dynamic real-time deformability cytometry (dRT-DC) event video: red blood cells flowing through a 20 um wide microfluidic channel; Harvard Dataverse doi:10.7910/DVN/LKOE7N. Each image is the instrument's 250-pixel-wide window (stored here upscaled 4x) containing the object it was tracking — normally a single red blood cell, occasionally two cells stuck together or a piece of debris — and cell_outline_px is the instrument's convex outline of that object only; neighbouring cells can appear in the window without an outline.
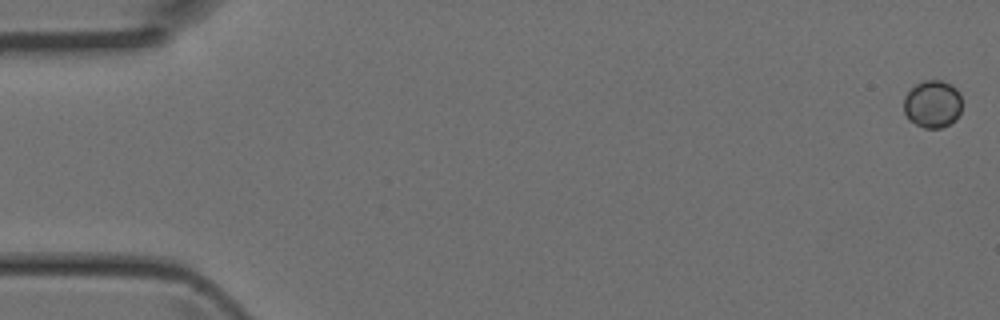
{"species": "Egyptian fruit bat (a non-hibernating species)", "species_latin": "Rousettus aegyptiacus", "temperature_condition": "room temperature", "stored_images_in_passage": 5, "camera_frame_rate_fps": 3000, "um_per_image_px": 0.085, "animal": {"sex": "female"}, "frame": {"image": 1, "passage_image": 1, "time_ms": 0.0, "image_size_px": [1000, 320], "cell_outline_px": [[960, 112], [956, 120], [940, 128], [924, 128], [908, 120], [904, 112], [904, 96], [916, 84], [924, 80], [940, 80], [956, 88], [960, 92]], "centroid_in_image_um": [79.25, 8.85], "position_along_channel_um": 5.8, "area_um2": 16.07}}
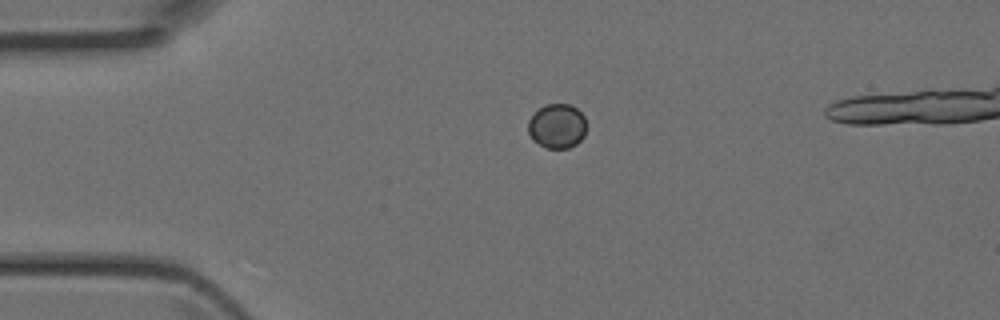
{"frame": {"image": 2, "passage_image": 3, "time_ms": 0.667, "image_size_px": [1000, 320], "cell_outline_px": [[584, 136], [576, 144], [568, 148], [544, 148], [532, 140], [528, 132], [528, 120], [544, 104], [568, 104], [576, 108], [584, 116]], "centroid_in_image_um": [47.32, 10.73], "position_along_channel_um": 37.7, "area_um2": 15.03}}